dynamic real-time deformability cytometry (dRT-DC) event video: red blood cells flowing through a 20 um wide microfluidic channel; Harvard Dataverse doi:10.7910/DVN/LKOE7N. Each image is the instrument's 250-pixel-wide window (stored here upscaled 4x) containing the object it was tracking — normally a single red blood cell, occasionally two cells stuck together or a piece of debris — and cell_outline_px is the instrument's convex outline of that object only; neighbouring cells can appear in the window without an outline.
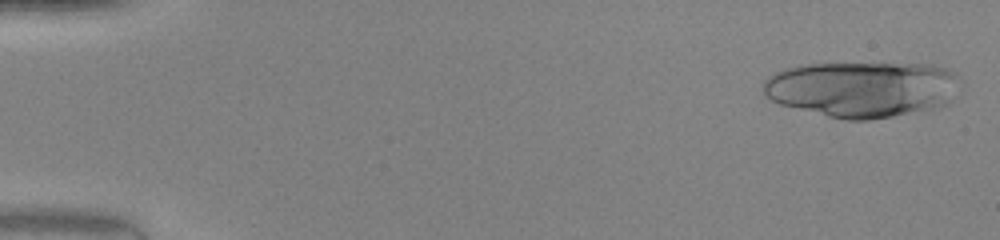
{"species": "human", "species_latin": "Homo sapiens", "temperature_condition": "warm", "stored_images_in_passage": 27, "camera_frame_rate_fps": 3000, "um_per_image_px": 0.085, "donor": {"sex": "female"}, "frame": {"image": 1, "passage_image": 1, "time_ms": 0.0, "image_size_px": [1000, 240], "cell_outline_px": [[960, 80], [952, 100], [948, 104], [932, 108], [892, 116], [868, 120], [844, 120], [780, 104], [772, 100], [764, 92], [764, 80], [768, 76], [784, 68], [800, 64], [932, 64], [948, 68], [956, 72]], "centroid_in_image_um": [73.31, 7.56], "position_along_channel_um": 11.7, "area_um2": 64.16}}